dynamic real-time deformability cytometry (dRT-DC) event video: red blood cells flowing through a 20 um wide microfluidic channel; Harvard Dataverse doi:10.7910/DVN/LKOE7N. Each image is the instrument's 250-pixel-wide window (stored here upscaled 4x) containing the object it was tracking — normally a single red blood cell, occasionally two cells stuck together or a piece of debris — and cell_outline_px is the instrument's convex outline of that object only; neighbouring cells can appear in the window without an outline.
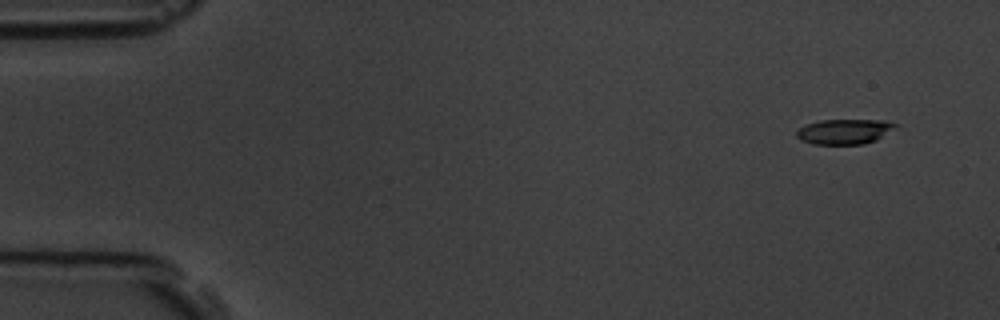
{"species": "common noctule bat (a hibernating species)", "species_latin": "Nyctalus noctula", "temperature_condition": "room temperature", "stored_images_in_passage": 5, "segment_of_instrument_passage": [1, 2], "camera_frame_rate_fps": 3000, "um_per_image_px": 0.085, "animal": {"sex": "male", "body_mass_g": 19.5, "forearm_length_mm": 54.6}, "frame": {"image": 1, "passage_image": 1, "time_ms": 0.0, "image_size_px": [1000, 320], "cell_outline_px": [[900, 124], [876, 140], [864, 144], [812, 144], [800, 140], [796, 136], [796, 128], [804, 124], [820, 120], [884, 120]], "centroid_in_image_um": [71.72, 11.17], "position_along_channel_um": 13.3, "area_um2": 14.62}}